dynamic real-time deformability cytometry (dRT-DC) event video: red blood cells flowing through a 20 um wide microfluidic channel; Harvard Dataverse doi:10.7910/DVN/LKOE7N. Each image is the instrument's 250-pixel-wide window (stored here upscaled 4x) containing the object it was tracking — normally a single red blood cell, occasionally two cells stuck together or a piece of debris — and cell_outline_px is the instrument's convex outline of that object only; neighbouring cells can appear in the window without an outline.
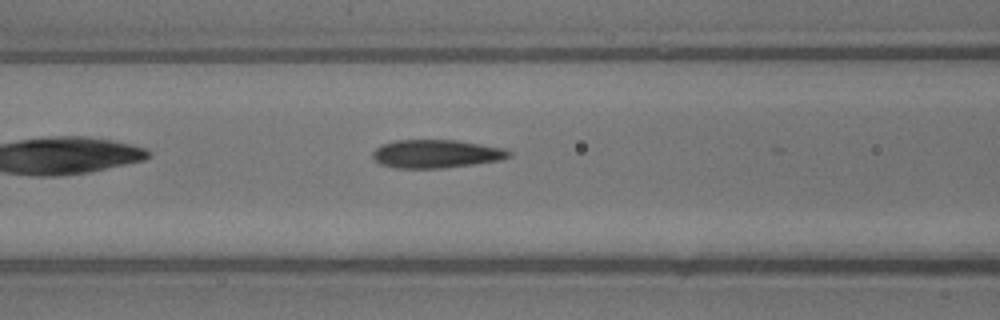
{"species": "common noctule bat (a hibernating species)", "species_latin": "Nyctalus noctula", "temperature_condition": "warm", "stored_images_in_passage": 6, "camera_frame_rate_fps": 3000, "um_per_image_px": 0.085, "animal": {"sex": "male", "body_mass_g": 13.3}, "frame": {"image": 1, "passage_image": 5, "time_ms": 1.333, "image_size_px": [1000, 320], "cell_outline_px": [[512, 156], [500, 160], [472, 164], [440, 168], [396, 168], [380, 164], [372, 156], [372, 152], [380, 144], [396, 140], [456, 140], [504, 148], [512, 152]], "centroid_in_image_um": [37.06, 13.07], "position_along_channel_um": 129.5, "area_um2": 22.43}}